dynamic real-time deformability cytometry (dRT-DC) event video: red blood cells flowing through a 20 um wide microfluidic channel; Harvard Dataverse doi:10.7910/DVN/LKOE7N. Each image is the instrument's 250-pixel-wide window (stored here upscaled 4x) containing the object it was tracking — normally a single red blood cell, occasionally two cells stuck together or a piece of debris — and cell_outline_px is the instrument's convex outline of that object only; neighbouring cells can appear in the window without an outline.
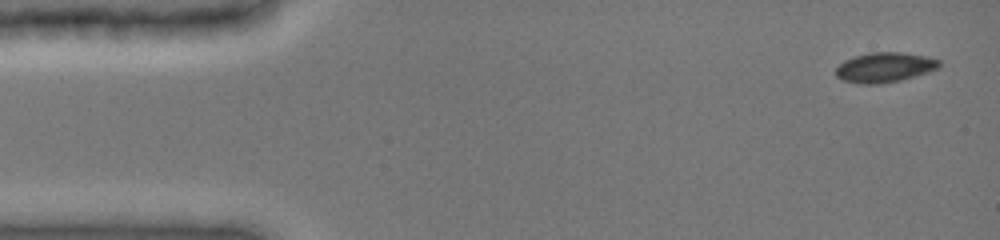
{"species": "common noctule bat (a hibernating species)", "species_latin": "Nyctalus noctula", "temperature_condition": "cold", "stored_images_in_passage": 10, "camera_frame_rate_fps": 3000, "um_per_image_px": 0.085, "animal": {"sex": "female", "body_mass_g": 19.0, "forearm_length_mm": 51.5}, "frame": {"image": 1, "passage_image": 1, "time_ms": 0.0, "image_size_px": [1000, 240], "cell_outline_px": [[940, 68], [928, 72], [900, 80], [880, 84], [860, 84], [844, 80], [836, 76], [836, 68], [844, 60], [856, 56], [872, 52], [900, 52], [924, 56], [940, 60]], "centroid_in_image_um": [75.2, 5.73], "position_along_channel_um": 9.8, "area_um2": 17.86}}
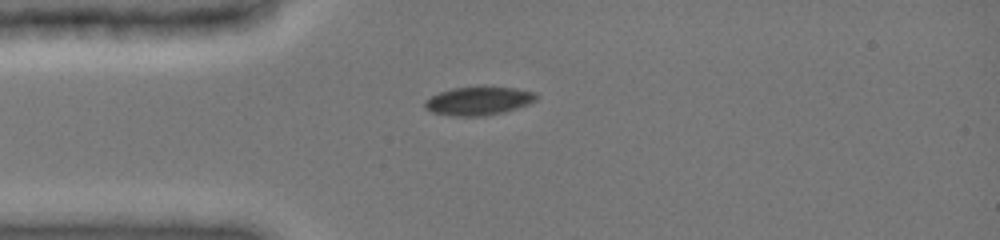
{"frame": {"image": 2, "passage_image": 6, "time_ms": 3.333, "image_size_px": [1000, 240], "cell_outline_px": [[536, 100], [528, 104], [504, 112], [484, 116], [452, 116], [432, 112], [424, 108], [424, 100], [440, 92], [452, 88], [516, 88], [536, 92]], "centroid_in_image_um": [40.65, 8.6], "position_along_channel_um": 44.4, "area_um2": 18.15}}
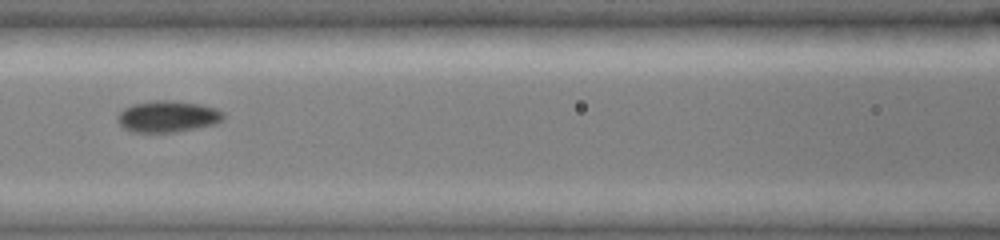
{"frame": {"image": 3, "passage_image": 9, "time_ms": 6.333, "image_size_px": [1000, 240], "cell_outline_px": [[224, 120], [216, 124], [176, 132], [132, 132], [124, 128], [116, 120], [116, 116], [124, 108], [132, 104], [156, 100], [172, 100], [200, 104], [216, 108], [224, 112]], "centroid_in_image_um": [14.26, 9.9], "position_along_channel_um": 152.3, "area_um2": 19.59}}